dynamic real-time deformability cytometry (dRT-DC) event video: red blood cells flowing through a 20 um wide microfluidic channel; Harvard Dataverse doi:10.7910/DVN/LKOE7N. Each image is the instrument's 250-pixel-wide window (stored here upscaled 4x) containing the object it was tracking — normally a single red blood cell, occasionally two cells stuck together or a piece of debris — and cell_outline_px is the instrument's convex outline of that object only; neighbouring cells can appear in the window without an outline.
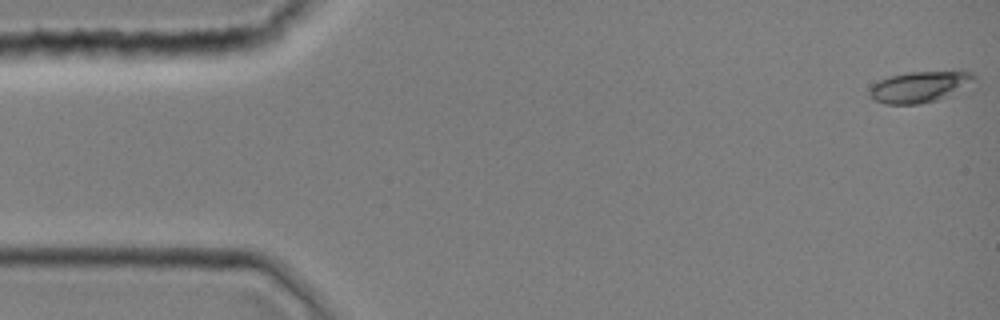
{"species": "common noctule bat (a hibernating species)", "species_latin": "Nyctalus noctula", "temperature_condition": "room temperature", "stored_images_in_passage": 44, "camera_frame_rate_fps": 3000, "um_per_image_px": 0.085, "animal": {"sex": "female", "body_mass_g": 19.0, "forearm_length_mm": 51.5}, "frame": {"image": 1, "passage_image": 1, "time_ms": 0.0, "image_size_px": [1000, 320], "cell_outline_px": [[976, 88], [936, 100], [920, 104], [884, 104], [868, 96], [868, 92], [872, 84], [880, 80], [892, 76], [908, 72], [960, 68], [972, 72], [976, 76]], "centroid_in_image_um": [78.4, 7.34], "position_along_channel_um": 6.6, "area_um2": 20.46}}
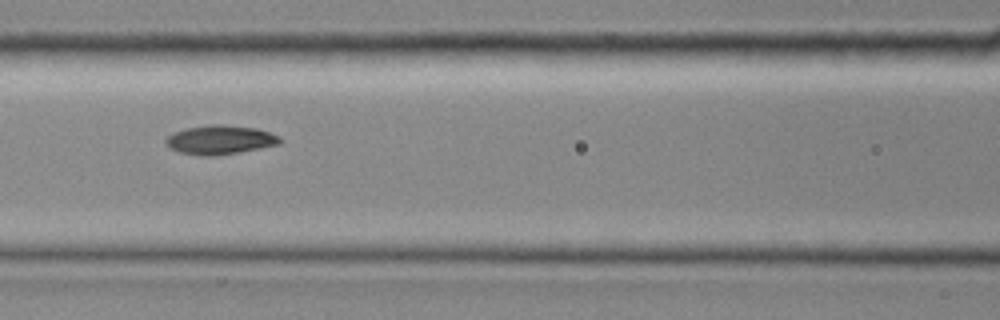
{"frame": {"image": 2, "passage_image": 19, "time_ms": 6.0, "image_size_px": [1000, 320], "cell_outline_px": [[284, 140], [280, 144], [240, 152], [216, 156], [200, 156], [180, 152], [164, 144], [164, 140], [172, 132], [188, 128], [212, 124], [224, 124], [256, 128], [280, 136]], "centroid_in_image_um": [18.72, 11.89], "position_along_channel_um": 147.9, "area_um2": 19.48}}
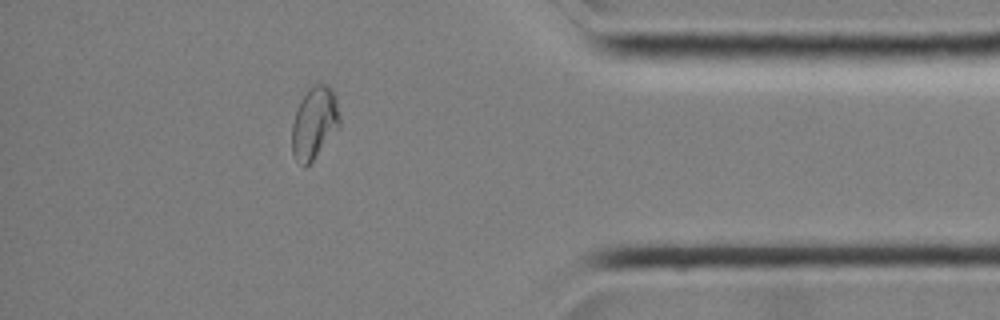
{"frame": {"image": 3, "passage_image": 38, "time_ms": 12.333, "image_size_px": [1000, 320], "cell_outline_px": [[340, 128], [312, 160], [304, 168], [296, 160], [292, 152], [292, 124], [296, 112], [308, 88], [316, 84], [324, 84], [332, 88], [336, 96], [340, 116]], "centroid_in_image_um": [26.75, 10.45], "position_along_channel_um": 408.5, "area_um2": 20.0}}